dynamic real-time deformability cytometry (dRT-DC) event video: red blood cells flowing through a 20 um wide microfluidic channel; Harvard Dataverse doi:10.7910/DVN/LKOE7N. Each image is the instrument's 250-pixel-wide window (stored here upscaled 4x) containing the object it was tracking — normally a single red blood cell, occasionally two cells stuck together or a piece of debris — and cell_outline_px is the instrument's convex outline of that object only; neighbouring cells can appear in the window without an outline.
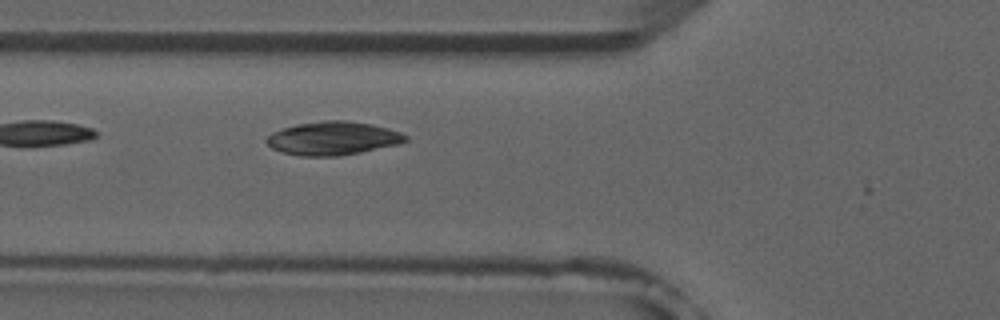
{"species": "common noctule bat (a hibernating species)", "species_latin": "Nyctalus noctula", "temperature_condition": "room temperature", "stored_images_in_passage": 6, "camera_frame_rate_fps": 3000, "um_per_image_px": 0.085, "animal": {"sex": "male", "forearm_length_mm": 52.5}, "frame": {"image": 1, "passage_image": 6, "time_ms": 5.667, "image_size_px": [1000, 320], "cell_outline_px": [[408, 140], [400, 144], [340, 156], [300, 156], [284, 152], [272, 148], [264, 140], [272, 132], [296, 124], [324, 120], [348, 120], [372, 124], [388, 128], [400, 132], [408, 136]], "centroid_in_image_um": [28.32, 11.75], "position_along_channel_um": 97.5, "area_um2": 27.17}}